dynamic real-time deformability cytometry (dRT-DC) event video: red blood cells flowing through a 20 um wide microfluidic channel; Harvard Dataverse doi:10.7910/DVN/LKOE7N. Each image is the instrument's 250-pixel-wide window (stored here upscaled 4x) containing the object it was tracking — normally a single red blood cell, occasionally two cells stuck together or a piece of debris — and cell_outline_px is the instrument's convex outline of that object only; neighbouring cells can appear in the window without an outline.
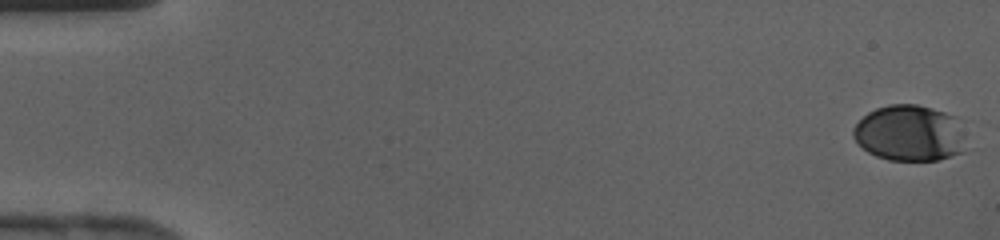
{"species": "human", "species_latin": "Homo sapiens", "temperature_condition": "cold", "stored_images_in_passage": 43, "camera_frame_rate_fps": 3000, "um_per_image_px": 0.085, "donor": {"sex": "female"}, "frame": {"image": 1, "passage_image": 1, "time_ms": 0.0, "image_size_px": [1000, 240], "cell_outline_px": [[964, 152], [936, 160], [888, 160], [876, 156], [868, 152], [852, 136], [852, 128], [868, 112], [876, 108], [888, 104], [916, 104], [932, 108], [956, 116]], "centroid_in_image_um": [77.25, 11.31], "position_along_channel_um": 7.7, "area_um2": 36.41}}
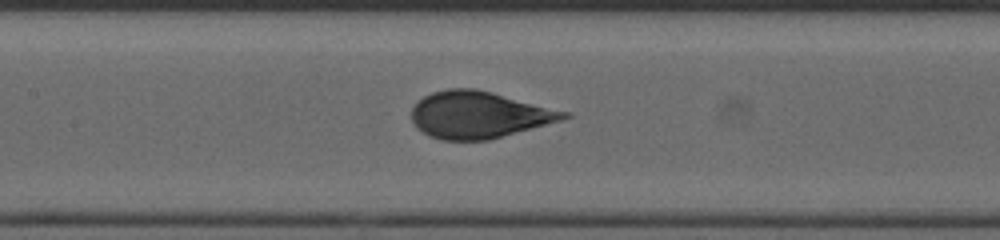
{"frame": {"image": 2, "passage_image": 21, "time_ms": 6.667, "image_size_px": [1000, 240], "cell_outline_px": [[572, 116], [560, 120], [488, 140], [440, 140], [428, 136], [416, 128], [412, 120], [412, 108], [424, 96], [432, 92], [448, 88], [472, 88], [492, 92], [572, 112]], "centroid_in_image_um": [40.7, 9.75], "position_along_channel_um": 166.7, "area_um2": 41.5}}
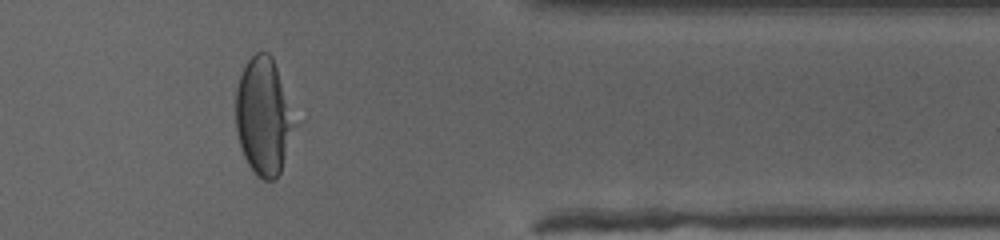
{"frame": {"image": 3, "passage_image": 36, "time_ms": 11.667, "image_size_px": [1000, 240], "cell_outline_px": [[296, 124], [280, 172], [276, 180], [264, 180], [256, 176], [248, 164], [244, 156], [240, 144], [236, 128], [236, 88], [240, 76], [248, 60], [256, 52], [268, 52], [272, 56]], "centroid_in_image_um": [22.38, 9.93], "position_along_channel_um": 389.0, "area_um2": 39.59}}